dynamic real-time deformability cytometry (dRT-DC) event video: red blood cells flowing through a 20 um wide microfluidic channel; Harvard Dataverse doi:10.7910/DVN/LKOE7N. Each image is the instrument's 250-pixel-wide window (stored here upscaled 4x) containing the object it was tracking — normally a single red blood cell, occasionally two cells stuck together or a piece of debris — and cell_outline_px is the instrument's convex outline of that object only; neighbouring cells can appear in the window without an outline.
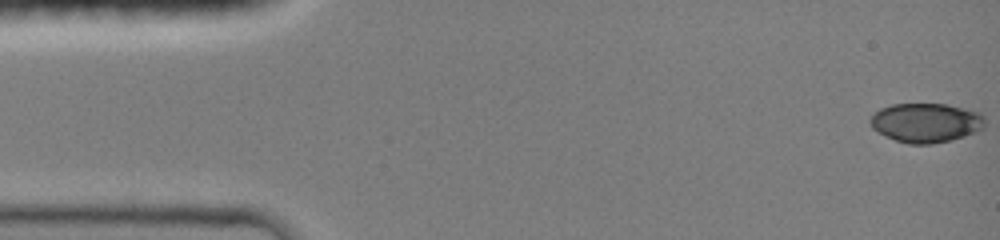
{"species": "common noctule bat (a hibernating species)", "species_latin": "Nyctalus noctula", "temperature_condition": "room temperature", "stored_images_in_passage": 46, "camera_frame_rate_fps": 3000, "um_per_image_px": 0.085, "animal": {"sex": "female", "body_mass_g": 19.0, "forearm_length_mm": 51.5}, "frame": {"image": 1, "passage_image": 1, "time_ms": 0.0, "image_size_px": [1000, 240], "cell_outline_px": [[984, 128], [964, 136], [952, 140], [932, 144], [908, 144], [884, 136], [872, 128], [868, 120], [880, 108], [892, 104], [948, 104], [980, 112], [984, 116]], "centroid_in_image_um": [78.7, 10.43], "position_along_channel_um": 6.3, "area_um2": 26.41}}
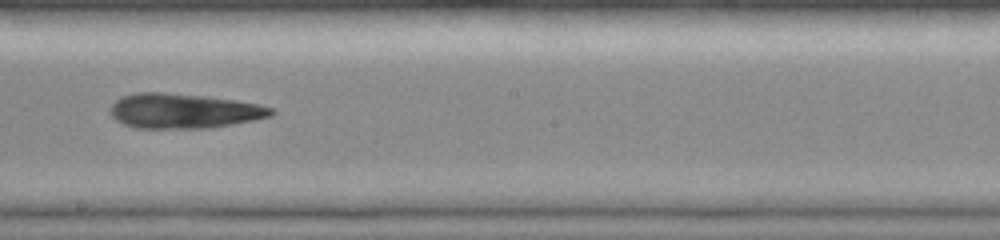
{"frame": {"image": 2, "passage_image": 26, "time_ms": 8.333, "image_size_px": [1000, 240], "cell_outline_px": [[276, 112], [272, 116], [232, 124], [208, 128], [136, 128], [124, 124], [116, 120], [112, 116], [108, 108], [120, 96], [136, 92], [160, 92], [208, 96], [260, 104], [272, 108]], "centroid_in_image_um": [15.59, 9.42], "position_along_channel_um": 232.6, "area_um2": 32.83}}
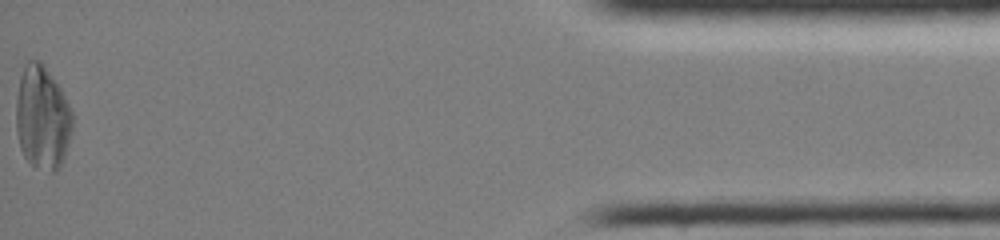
{"frame": {"image": 3, "passage_image": 46, "time_ms": 15.0, "image_size_px": [1000, 240], "cell_outline_px": [[72, 132], [64, 156], [56, 172], [48, 172], [32, 164], [24, 156], [20, 148], [16, 128], [16, 100], [20, 76], [24, 64], [28, 60], [40, 60], [44, 64], [60, 88], [72, 112]], "centroid_in_image_um": [3.58, 9.98], "position_along_channel_um": 431.6, "area_um2": 33.99}}